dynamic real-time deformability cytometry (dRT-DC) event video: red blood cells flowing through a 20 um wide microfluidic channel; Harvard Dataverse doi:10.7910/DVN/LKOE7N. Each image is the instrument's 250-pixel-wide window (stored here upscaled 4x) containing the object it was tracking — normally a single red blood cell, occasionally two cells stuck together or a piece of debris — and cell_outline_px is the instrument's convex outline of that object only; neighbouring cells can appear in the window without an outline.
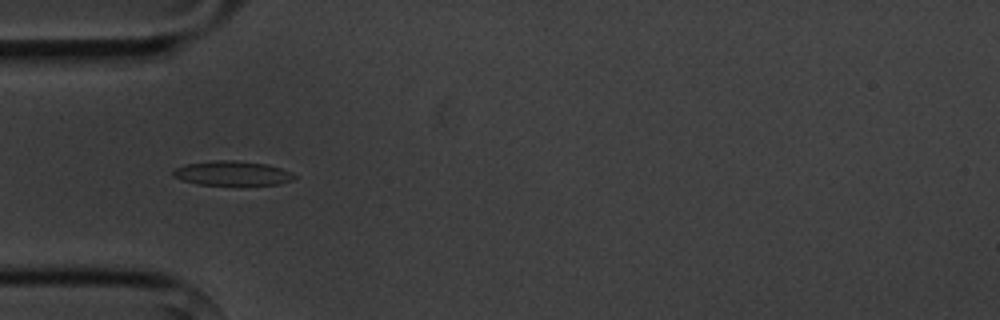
{"species": "common noctule bat (a hibernating species)", "species_latin": "Nyctalus noctula", "temperature_condition": "cold", "stored_images_in_passage": 8, "camera_frame_rate_fps": 3000, "um_per_image_px": 0.085, "animal": {"sex": "male", "body_mass_g": 20.1, "forearm_length_mm": 53.5}, "frame": {"image": 1, "passage_image": 4, "time_ms": 4.333, "image_size_px": [1000, 320], "cell_outline_px": [[296, 176], [292, 180], [280, 184], [200, 184], [184, 180], [172, 176], [172, 172], [176, 168], [184, 164], [216, 160], [236, 160], [268, 164], [292, 172]], "centroid_in_image_um": [19.75, 14.71], "position_along_channel_um": 65.2, "area_um2": 17.05}}
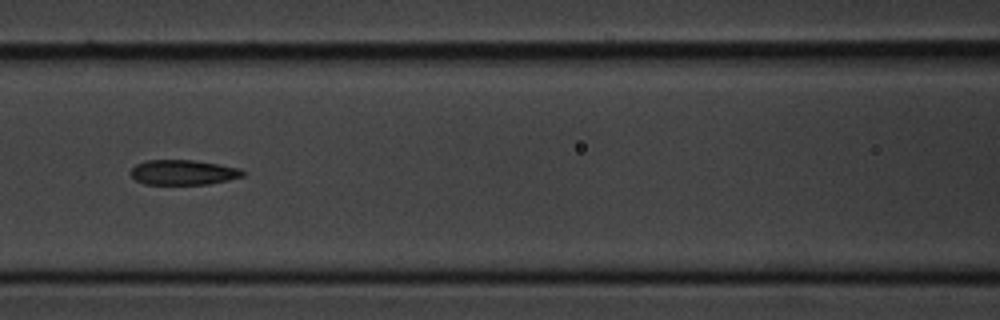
{"frame": {"image": 2, "passage_image": 6, "time_ms": 6.667, "image_size_px": [1000, 320], "cell_outline_px": [[244, 176], [228, 180], [208, 184], [144, 184], [136, 180], [128, 172], [136, 164], [144, 160], [192, 160], [220, 164], [240, 168], [244, 172]], "centroid_in_image_um": [15.55, 14.64], "position_along_channel_um": 151.0, "area_um2": 16.42}}
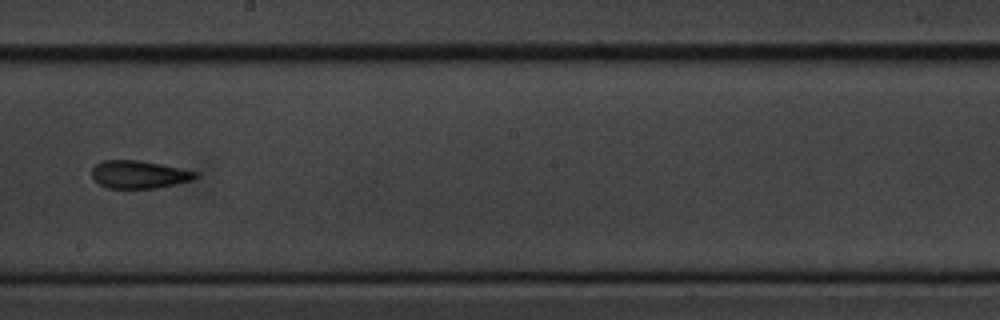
{"frame": {"image": 3, "passage_image": 8, "time_ms": 9.0, "image_size_px": [1000, 320], "cell_outline_px": [[200, 176], [192, 180], [176, 184], [156, 188], [108, 188], [100, 184], [92, 176], [92, 168], [96, 164], [104, 160], [140, 160], [200, 172]], "centroid_in_image_um": [11.86, 14.83], "position_along_channel_um": 236.3, "area_um2": 16.82}}